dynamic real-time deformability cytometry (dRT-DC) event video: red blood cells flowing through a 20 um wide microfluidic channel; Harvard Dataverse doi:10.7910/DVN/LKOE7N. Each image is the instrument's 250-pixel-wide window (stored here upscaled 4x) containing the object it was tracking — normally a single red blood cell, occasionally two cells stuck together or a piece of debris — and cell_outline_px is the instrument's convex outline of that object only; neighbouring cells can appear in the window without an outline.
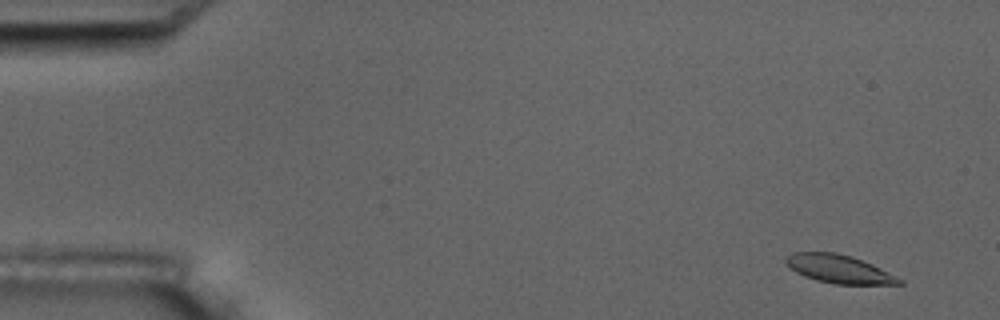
{"species": "common noctule bat (a hibernating species)", "species_latin": "Nyctalus noctula", "temperature_condition": "room temperature", "stored_images_in_passage": 7, "camera_frame_rate_fps": 3000, "um_per_image_px": 0.085, "animal": {"sex": "male", "body_mass_g": 17.5, "forearm_length_mm": 52.3}, "frame": {"image": 1, "passage_image": 2, "time_ms": 1.0, "image_size_px": [1000, 320], "cell_outline_px": [[904, 284], [836, 284], [816, 280], [804, 276], [796, 272], [784, 260], [784, 256], [792, 252], [836, 252], [852, 256], [872, 264], [904, 280]], "centroid_in_image_um": [71.31, 22.85], "position_along_channel_um": 13.7, "area_um2": 18.67}}